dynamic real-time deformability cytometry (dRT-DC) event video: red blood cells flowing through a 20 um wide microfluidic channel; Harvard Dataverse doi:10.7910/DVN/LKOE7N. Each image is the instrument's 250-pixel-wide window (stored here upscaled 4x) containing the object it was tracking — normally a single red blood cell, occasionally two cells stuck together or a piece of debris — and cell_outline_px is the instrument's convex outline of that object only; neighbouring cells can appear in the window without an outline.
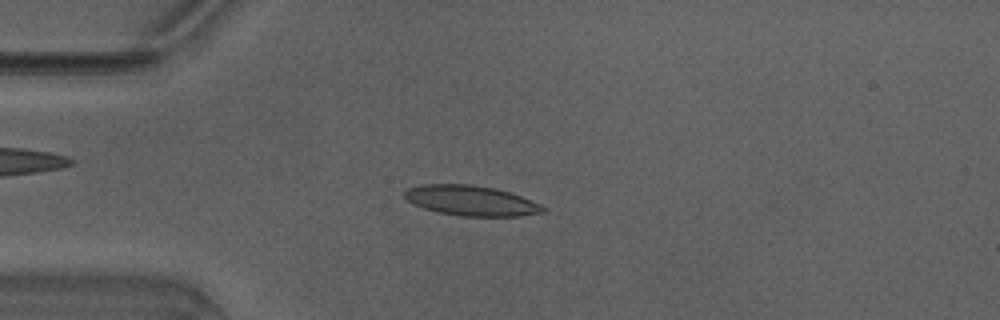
{"species": "Egyptian fruit bat (a non-hibernating species)", "species_latin": "Rousettus aegyptiacus", "temperature_condition": "warm", "stored_images_in_passage": 48, "camera_frame_rate_fps": 3000, "um_per_image_px": 0.085, "animal": {"sex": "male"}, "frame": {"image": 1, "passage_image": 12, "time_ms": 3.667, "image_size_px": [1000, 320], "cell_outline_px": [[548, 208], [544, 212], [520, 216], [460, 216], [436, 212], [412, 204], [404, 196], [404, 192], [408, 188], [420, 184], [472, 184], [496, 188], [520, 196], [540, 204]], "centroid_in_image_um": [40.02, 17.05], "position_along_channel_um": 45.0, "area_um2": 24.45}}
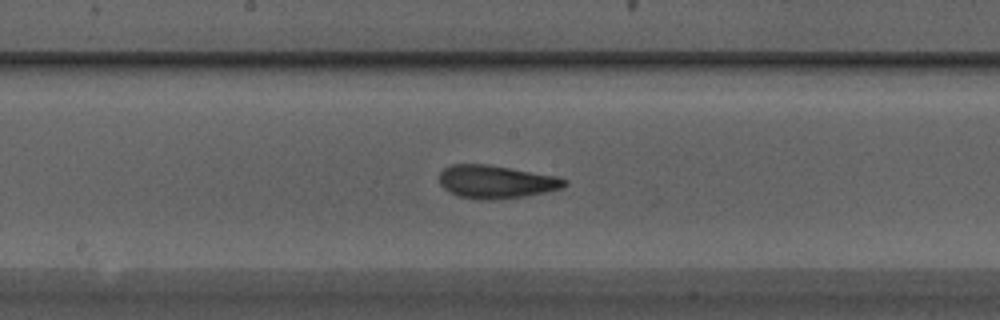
{"frame": {"image": 2, "passage_image": 25, "time_ms": 8.0, "image_size_px": [1000, 320], "cell_outline_px": [[568, 184], [564, 188], [524, 196], [488, 200], [476, 200], [460, 196], [448, 192], [440, 184], [440, 172], [444, 168], [452, 164], [488, 164], [556, 176], [568, 180]], "centroid_in_image_um": [42.16, 15.45], "position_along_channel_um": 206.0, "area_um2": 24.16}}
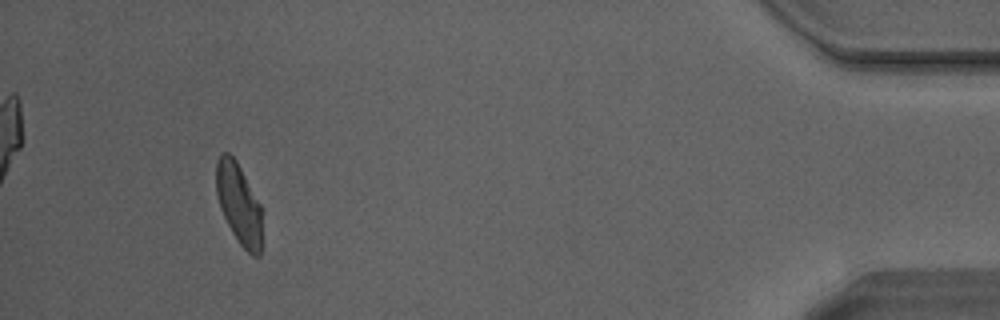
{"frame": {"image": 3, "passage_image": 45, "time_ms": 14.667, "image_size_px": [1000, 320], "cell_outline_px": [[260, 256], [252, 256], [240, 244], [232, 232], [220, 208], [216, 192], [216, 160], [220, 152], [228, 152], [236, 160], [260, 204]], "centroid_in_image_um": [20.26, 17.27], "position_along_channel_um": 414.9, "area_um2": 21.21}, "authors_computed_cell_mechanics": {"area_um2": 23.2934, "velocity_mm_per_s": 4.175, "shape_relaxation_time_tau1_ms": null, "shape_relaxation_time_tau2_ms": 2.1547, "deformation_change_tau1": null, "deformation_change_tau2": 0.0952}}